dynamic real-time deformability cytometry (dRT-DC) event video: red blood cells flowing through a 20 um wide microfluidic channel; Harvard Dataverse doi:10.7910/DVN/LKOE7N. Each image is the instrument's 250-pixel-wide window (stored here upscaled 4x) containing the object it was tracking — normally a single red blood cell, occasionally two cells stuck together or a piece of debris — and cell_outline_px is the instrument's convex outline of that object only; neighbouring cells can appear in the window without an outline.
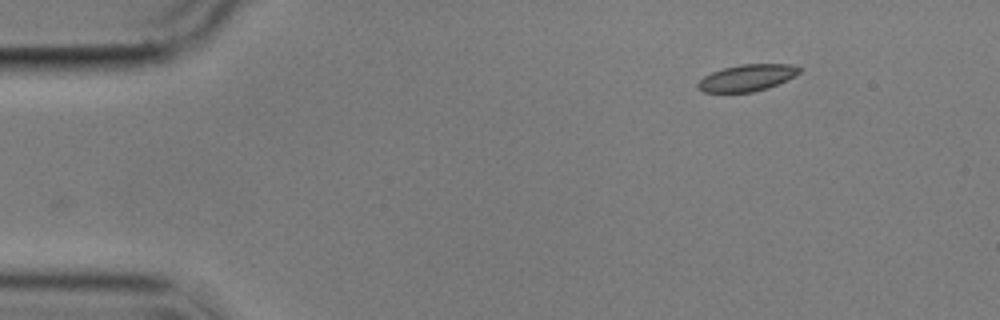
{"species": "common noctule bat (a hibernating species)", "species_latin": "Nyctalus noctula", "temperature_condition": "cold", "stored_images_in_passage": 7, "camera_frame_rate_fps": 3000, "um_per_image_px": 0.085, "animal": {"sex": "male", "body_mass_g": 17.9}, "frame": {"image": 1, "passage_image": 1, "time_ms": 0.0, "image_size_px": [1000, 320], "cell_outline_px": [[800, 72], [768, 88], [752, 92], [704, 92], [696, 84], [704, 76], [712, 72], [724, 68], [740, 64], [792, 64], [800, 68]], "centroid_in_image_um": [63.47, 6.6], "position_along_channel_um": 21.5, "area_um2": 15.43}}
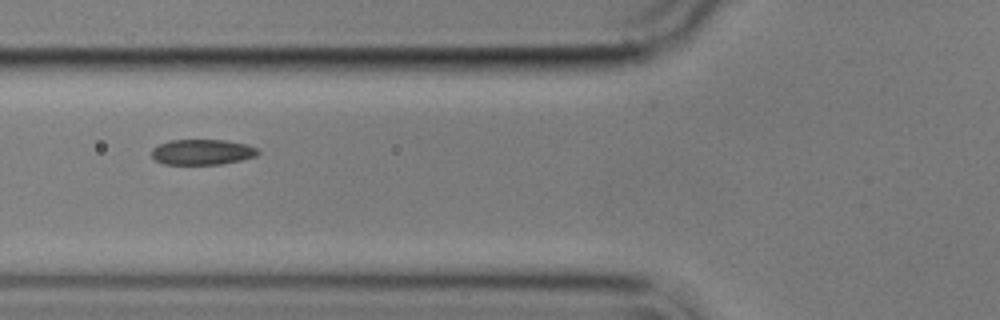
{"frame": {"image": 2, "passage_image": 5, "time_ms": 4.667, "image_size_px": [1000, 320], "cell_outline_px": [[260, 152], [256, 156], [240, 160], [220, 164], [164, 164], [156, 160], [152, 156], [152, 148], [160, 144], [172, 140], [224, 140], [244, 144], [260, 148]], "centroid_in_image_um": [17.21, 12.92], "position_along_channel_um": 108.6, "area_um2": 15.66}}
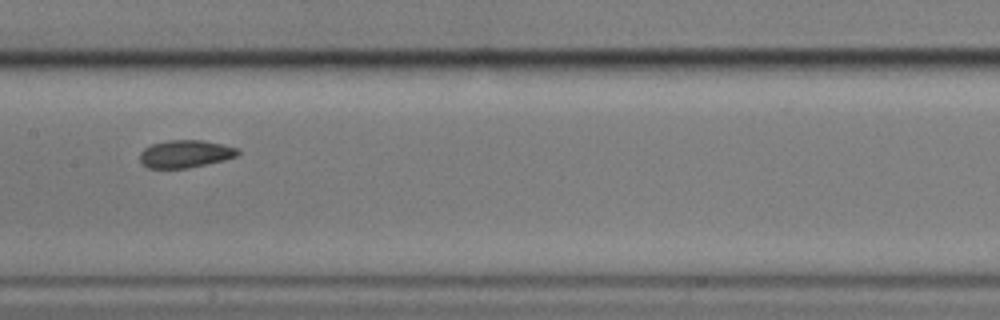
{"frame": {"image": 3, "passage_image": 7, "time_ms": 7.0, "image_size_px": [1000, 320], "cell_outline_px": [[240, 152], [236, 156], [224, 160], [188, 168], [148, 168], [140, 160], [140, 152], [144, 148], [152, 144], [168, 140], [200, 140], [240, 148]], "centroid_in_image_um": [15.76, 13.08], "position_along_channel_um": 191.6, "area_um2": 15.66}}